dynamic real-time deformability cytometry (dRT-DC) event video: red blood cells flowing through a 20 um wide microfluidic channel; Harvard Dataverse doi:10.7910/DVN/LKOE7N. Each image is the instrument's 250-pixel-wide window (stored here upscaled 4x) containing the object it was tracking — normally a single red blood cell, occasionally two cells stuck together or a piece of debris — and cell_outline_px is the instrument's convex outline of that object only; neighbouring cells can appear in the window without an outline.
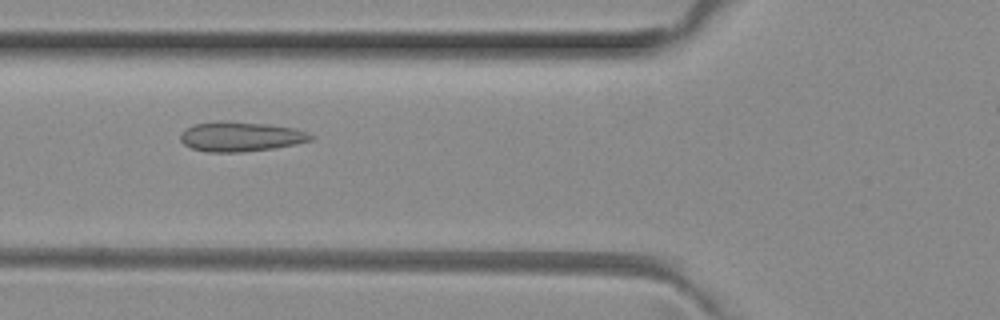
{"species": "common noctule bat (a hibernating species)", "species_latin": "Nyctalus noctula", "temperature_condition": "room temperature", "stored_images_in_passage": 4, "segment_of_instrument_passage": [1, 2], "camera_frame_rate_fps": 3000, "um_per_image_px": 0.085, "animal": {"sex": "female", "body_mass_g": 29.2, "forearm_length_mm": 56.3}, "frame": {"image": 1, "passage_image": 2, "time_ms": 0.333, "image_size_px": [1000, 320], "cell_outline_px": [[316, 136], [312, 140], [296, 144], [272, 148], [240, 152], [208, 152], [192, 148], [184, 144], [180, 140], [180, 136], [188, 128], [196, 124], [220, 120], [228, 120], [268, 124], [296, 128], [308, 132]], "centroid_in_image_um": [20.51, 11.6], "position_along_channel_um": 105.3, "area_um2": 22.66}}
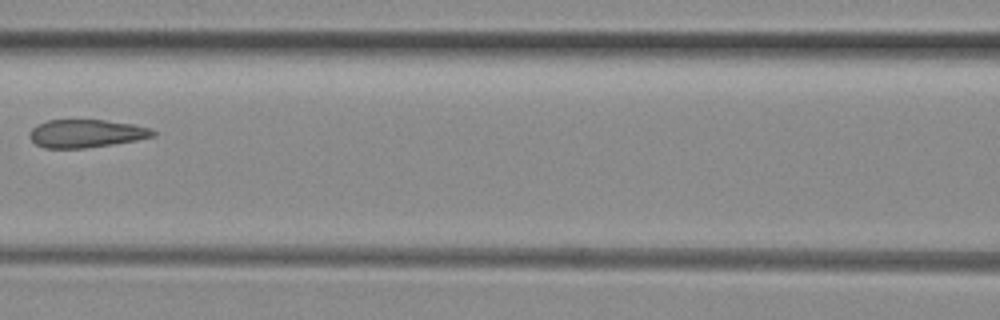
{"frame": {"image": 2, "passage_image": 3, "time_ms": 0.667, "image_size_px": [1000, 320], "cell_outline_px": [[156, 136], [136, 140], [112, 144], [84, 148], [44, 148], [36, 144], [28, 136], [28, 132], [36, 124], [48, 120], [104, 120], [132, 124], [152, 128], [156, 132]], "centroid_in_image_um": [7.31, 11.34], "position_along_channel_um": 159.3, "area_um2": 20.23}}